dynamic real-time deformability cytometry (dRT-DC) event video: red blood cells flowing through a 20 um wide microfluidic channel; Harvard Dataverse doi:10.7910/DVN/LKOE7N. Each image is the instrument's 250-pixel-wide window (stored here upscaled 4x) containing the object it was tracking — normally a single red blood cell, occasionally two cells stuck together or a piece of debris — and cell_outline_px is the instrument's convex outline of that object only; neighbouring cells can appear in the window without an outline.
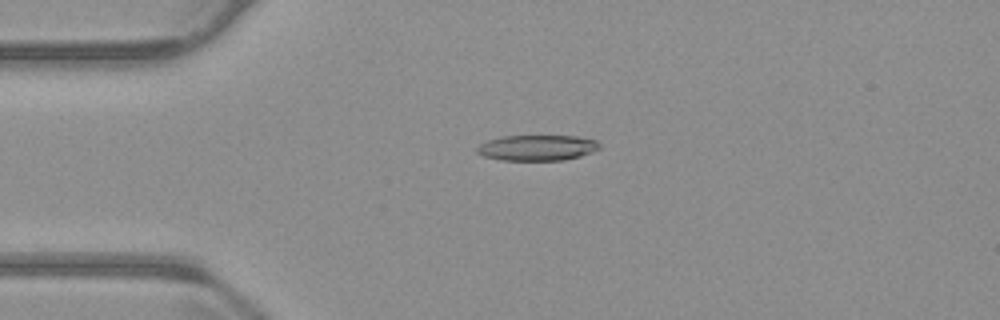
{"species": "common noctule bat (a hibernating species)", "species_latin": "Nyctalus noctula", "temperature_condition": "warm", "stored_images_in_passage": 38, "camera_frame_rate_fps": 3000, "um_per_image_px": 0.085, "animal": {"sex": "male", "body_mass_g": 23.1, "forearm_length_mm": 52.7}, "frame": {"image": 1, "passage_image": 3, "time_ms": 0.667, "image_size_px": [1000, 320], "cell_outline_px": [[600, 148], [592, 152], [580, 156], [564, 160], [500, 160], [484, 156], [476, 152], [476, 148], [480, 144], [488, 140], [504, 136], [576, 136], [596, 140], [600, 144]], "centroid_in_image_um": [45.66, 12.56], "position_along_channel_um": 39.3, "area_um2": 18.26}}
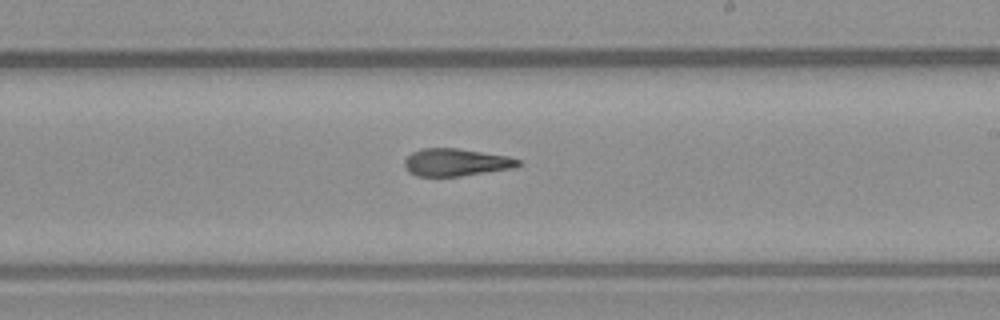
{"frame": {"image": 2, "passage_image": 22, "time_ms": 7.0, "image_size_px": [1000, 320], "cell_outline_px": [[520, 164], [516, 168], [460, 176], [416, 176], [408, 172], [404, 168], [404, 160], [412, 152], [424, 148], [456, 148], [508, 156], [520, 160]], "centroid_in_image_um": [38.74, 13.8], "position_along_channel_um": 250.3, "area_um2": 18.26}}
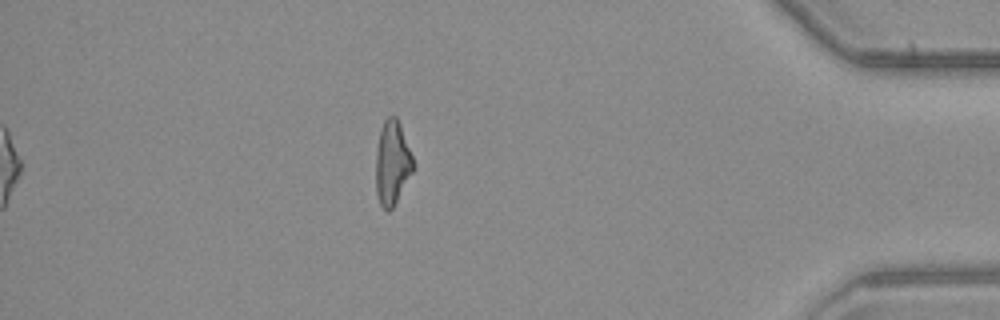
{"frame": {"image": 3, "passage_image": 38, "time_ms": 12.333, "image_size_px": [1000, 320], "cell_outline_px": [[412, 172], [392, 208], [388, 212], [380, 204], [376, 192], [376, 148], [380, 128], [384, 120], [388, 116], [396, 116], [400, 124], [412, 156]], "centroid_in_image_um": [33.3, 13.81], "position_along_channel_um": 401.9, "area_um2": 17.98}, "authors_computed_cell_mechanics": {"area_um2": 18.7561, "velocity_mm_per_s": 3.7437, "shape_relaxation_time_tau1_ms": null, "shape_relaxation_time_tau2_ms": 3.7754, "deformation_change_tau1": null, "deformation_change_tau2": 0.1283}}